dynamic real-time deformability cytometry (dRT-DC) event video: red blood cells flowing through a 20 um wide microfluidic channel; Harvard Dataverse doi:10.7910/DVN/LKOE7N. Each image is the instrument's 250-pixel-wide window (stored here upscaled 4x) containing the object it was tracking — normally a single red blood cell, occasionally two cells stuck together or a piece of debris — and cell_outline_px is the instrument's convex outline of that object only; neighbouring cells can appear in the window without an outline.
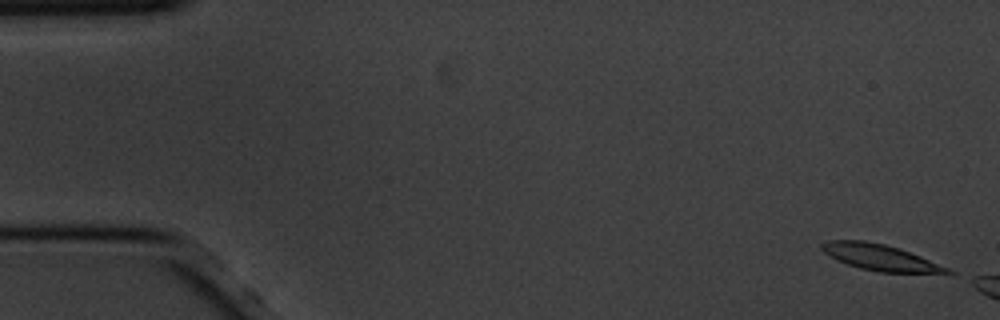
{"species": "common noctule bat (a hibernating species)", "species_latin": "Nyctalus noctula", "temperature_condition": "cold", "stored_images_in_passage": 12, "camera_frame_rate_fps": 3000, "um_per_image_px": 0.085, "animal": {"sex": "male", "body_mass_g": 20.1, "forearm_length_mm": 53.5}, "frame": {"image": 1, "passage_image": 1, "time_ms": 0.0, "image_size_px": [1000, 320], "cell_outline_px": [[956, 272], [880, 272], [860, 268], [836, 260], [824, 252], [820, 248], [820, 244], [828, 240], [864, 240], [884, 244], [900, 248], [920, 256], [948, 268]], "centroid_in_image_um": [74.72, 21.85], "position_along_channel_um": 10.3, "area_um2": 18.73}}